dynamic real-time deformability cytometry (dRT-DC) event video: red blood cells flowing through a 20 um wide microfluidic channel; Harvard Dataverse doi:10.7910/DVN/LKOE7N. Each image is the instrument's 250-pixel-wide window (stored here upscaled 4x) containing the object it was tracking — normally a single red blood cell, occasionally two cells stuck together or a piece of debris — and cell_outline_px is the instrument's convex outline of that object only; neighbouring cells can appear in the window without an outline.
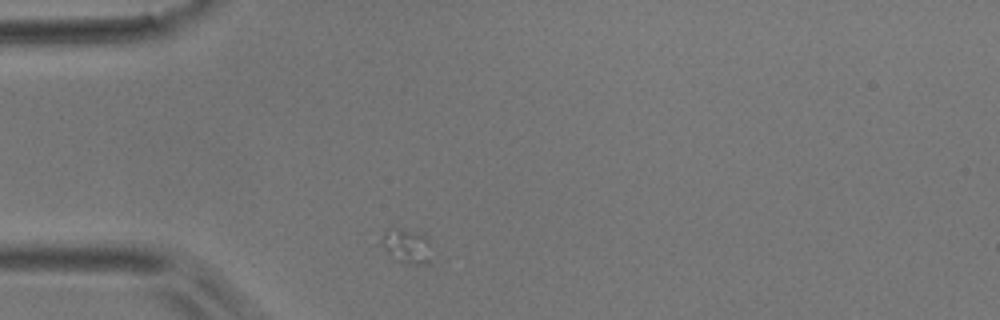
{"species": "common noctule bat (a hibernating species)", "species_latin": "Nyctalus noctula", "temperature_condition": "room temperature", "stored_images_in_passage": 4, "camera_frame_rate_fps": 3000, "um_per_image_px": 0.085, "animal": {"sex": "male", "body_mass_g": 17.9}, "frame": {"image": 1, "passage_image": 2, "time_ms": 0.333, "image_size_px": [1000, 320], "cell_outline_px": [[432, 260], [424, 264], [416, 264], [392, 260], [376, 244], [380, 236], [384, 232], [396, 228], [420, 232], [428, 236]], "centroid_in_image_um": [34.49, 20.92], "position_along_channel_um": 50.5, "area_um2": 10.75}}